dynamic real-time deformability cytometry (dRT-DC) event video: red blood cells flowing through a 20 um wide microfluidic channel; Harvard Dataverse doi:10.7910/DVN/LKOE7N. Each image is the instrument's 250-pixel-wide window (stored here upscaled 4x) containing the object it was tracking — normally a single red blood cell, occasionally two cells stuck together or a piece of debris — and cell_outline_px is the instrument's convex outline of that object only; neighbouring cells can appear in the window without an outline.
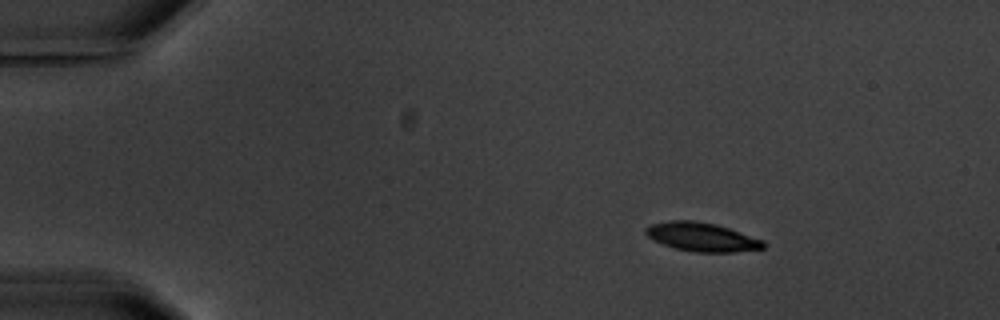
{"species": "common noctule bat (a hibernating species)", "species_latin": "Nyctalus noctula", "temperature_condition": "warm", "stored_images_in_passage": 4, "camera_frame_rate_fps": 3000, "um_per_image_px": 0.085, "animal": {"sex": "male", "body_mass_g": 20.1, "forearm_length_mm": 53.5}, "frame": {"image": 1, "passage_image": 1, "time_ms": 0.0, "image_size_px": [1000, 320], "cell_outline_px": [[764, 248], [736, 252], [696, 252], [676, 248], [664, 244], [648, 236], [644, 232], [644, 228], [652, 224], [668, 220], [692, 220], [716, 224], [764, 240]], "centroid_in_image_um": [59.66, 20.13], "position_along_channel_um": 25.3, "area_um2": 19.54}}
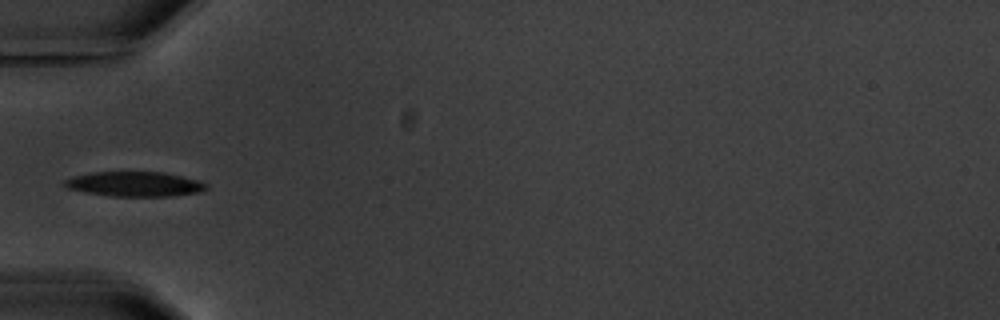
{"frame": {"image": 2, "passage_image": 4, "time_ms": 3.667, "image_size_px": [1000, 320], "cell_outline_px": [[208, 188], [200, 192], [172, 196], [108, 196], [84, 192], [68, 188], [64, 184], [64, 180], [72, 176], [88, 172], [164, 172], [200, 180], [208, 184]], "centroid_in_image_um": [11.46, 15.64], "position_along_channel_um": 73.5, "area_um2": 20.69}}